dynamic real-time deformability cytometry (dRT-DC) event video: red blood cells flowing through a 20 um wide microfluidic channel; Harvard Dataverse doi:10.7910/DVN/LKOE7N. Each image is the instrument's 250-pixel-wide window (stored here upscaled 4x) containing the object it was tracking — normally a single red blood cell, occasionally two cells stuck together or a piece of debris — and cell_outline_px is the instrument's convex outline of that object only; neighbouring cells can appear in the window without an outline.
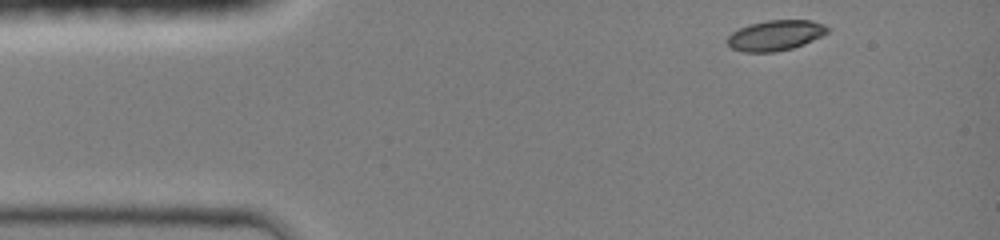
{"species": "common noctule bat (a hibernating species)", "species_latin": "Nyctalus noctula", "temperature_condition": "room temperature", "stored_images_in_passage": 34, "camera_frame_rate_fps": 3000, "um_per_image_px": 0.085, "animal": {"sex": "female", "body_mass_g": 19.0, "forearm_length_mm": 51.5}, "frame": {"image": 1, "passage_image": 1, "time_ms": 0.0, "image_size_px": [1000, 240], "cell_outline_px": [[832, 28], [828, 32], [804, 44], [792, 48], [776, 52], [744, 52], [732, 48], [728, 44], [728, 36], [732, 32], [748, 24], [768, 20], [812, 20], [824, 24]], "centroid_in_image_um": [65.93, 3.0], "position_along_channel_um": 19.1, "area_um2": 17.74}}
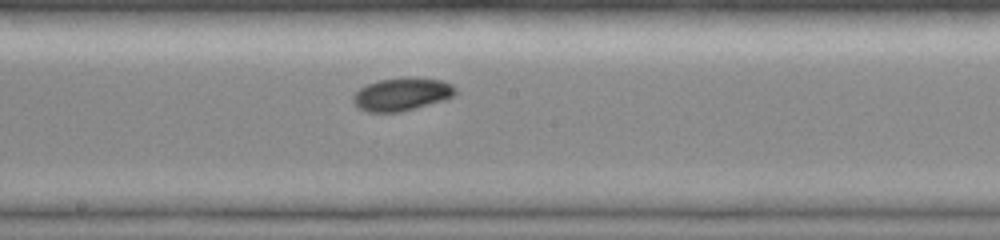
{"frame": {"image": 2, "passage_image": 20, "time_ms": 6.333, "image_size_px": [1000, 240], "cell_outline_px": [[456, 92], [452, 96], [444, 100], [416, 108], [400, 112], [368, 112], [356, 108], [352, 104], [352, 96], [360, 88], [368, 84], [380, 80], [440, 80], [452, 84], [456, 88]], "centroid_in_image_um": [34.09, 8.07], "position_along_channel_um": 214.1, "area_um2": 18.96}}
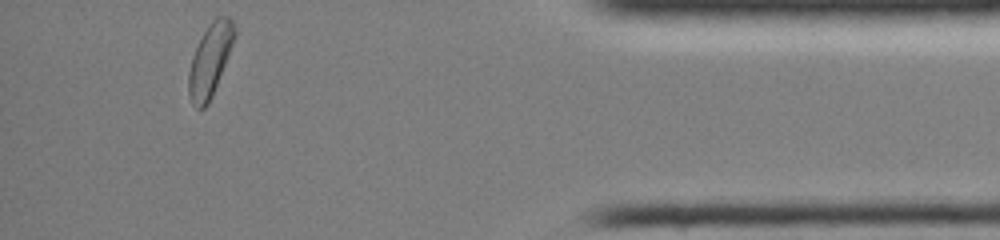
{"frame": {"image": 3, "passage_image": 34, "time_ms": 12.0, "image_size_px": [1000, 240], "cell_outline_px": [[236, 36], [212, 96], [208, 104], [204, 108], [196, 108], [192, 104], [188, 96], [188, 72], [192, 56], [208, 24], [216, 16], [228, 16], [232, 20], [236, 28]], "centroid_in_image_um": [17.85, 5.1], "position_along_channel_um": 417.3, "area_um2": 19.36}, "authors_computed_cell_mechanics": {"area_um2": 18.8139, "velocity_mm_per_s": 4.229, "shape_relaxation_time_tau1_ms": 2.322, "shape_relaxation_time_tau2_ms": null, "deformation_change_tau1": 0.0702, "deformation_change_tau2": null}}